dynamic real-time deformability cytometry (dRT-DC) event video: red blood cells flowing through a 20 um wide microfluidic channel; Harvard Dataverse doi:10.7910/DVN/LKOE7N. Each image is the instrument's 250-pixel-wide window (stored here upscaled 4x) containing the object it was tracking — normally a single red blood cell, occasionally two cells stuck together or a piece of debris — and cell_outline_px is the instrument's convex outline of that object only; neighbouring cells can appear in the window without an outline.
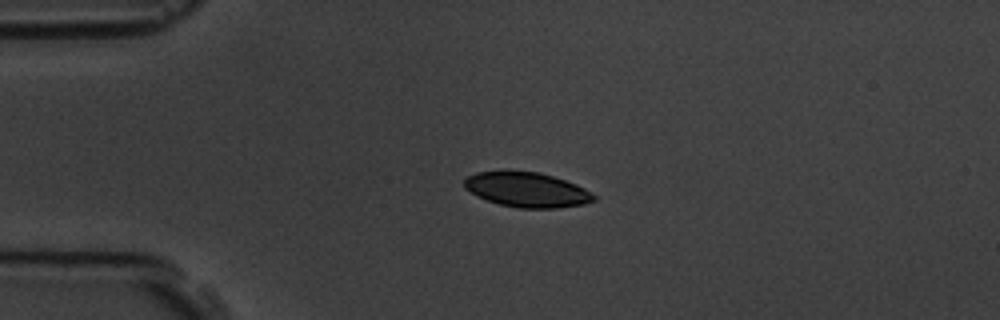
{"species": "common noctule bat (a hibernating species)", "species_latin": "Nyctalus noctula", "temperature_condition": "room temperature", "stored_images_in_passage": 3, "camera_frame_rate_fps": 3000, "um_per_image_px": 0.085, "animal": {"sex": "male", "body_mass_g": 19.5, "forearm_length_mm": 54.6}, "frame": {"image": 1, "passage_image": 3, "time_ms": 2.0, "image_size_px": [1000, 320], "cell_outline_px": [[596, 200], [584, 204], [556, 208], [520, 208], [500, 204], [476, 196], [464, 188], [464, 180], [468, 176], [476, 172], [508, 168], [540, 172], [576, 184], [584, 188], [596, 196]], "centroid_in_image_um": [44.74, 16.08], "position_along_channel_um": 40.3, "area_um2": 26.88}}